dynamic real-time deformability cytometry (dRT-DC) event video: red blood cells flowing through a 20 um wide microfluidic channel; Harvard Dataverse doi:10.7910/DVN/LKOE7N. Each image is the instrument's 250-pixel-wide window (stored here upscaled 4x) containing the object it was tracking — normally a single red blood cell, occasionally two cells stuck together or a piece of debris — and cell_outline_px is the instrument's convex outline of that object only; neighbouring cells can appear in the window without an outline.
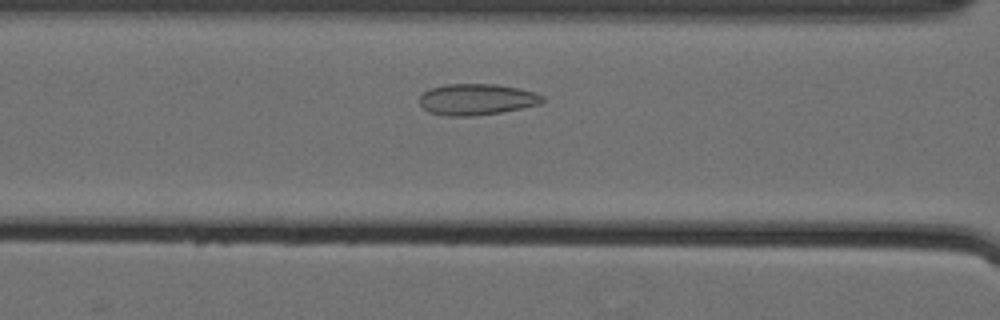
{"species": "Egyptian fruit bat (a non-hibernating species)", "species_latin": "Rousettus aegyptiacus", "temperature_condition": "cold", "stored_images_in_passage": 40, "camera_frame_rate_fps": 3000, "um_per_image_px": 0.085, "animal": {"sex": "female"}, "frame": {"image": 1, "passage_image": 14, "time_ms": 4.333, "image_size_px": [1000, 320], "cell_outline_px": [[544, 100], [540, 104], [500, 112], [472, 116], [444, 116], [428, 112], [420, 104], [420, 96], [424, 92], [432, 88], [448, 84], [496, 84], [520, 88], [536, 92], [544, 96]], "centroid_in_image_um": [40.53, 8.45], "position_along_channel_um": 126.1, "area_um2": 22.37}}
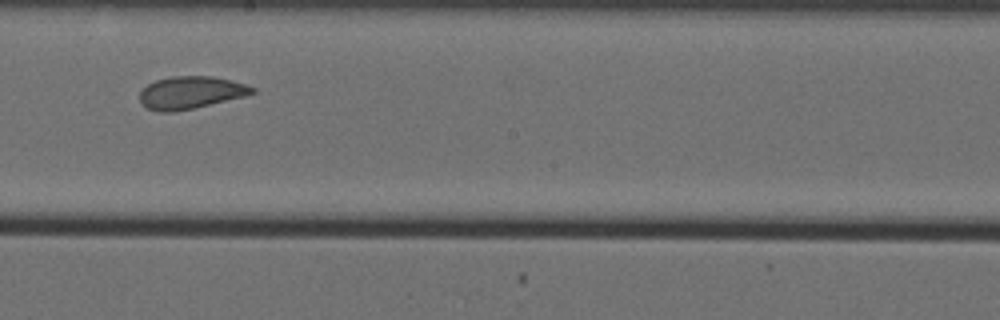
{"frame": {"image": 2, "passage_image": 23, "time_ms": 7.333, "image_size_px": [1000, 320], "cell_outline_px": [[256, 92], [244, 96], [192, 108], [172, 112], [160, 112], [148, 108], [140, 104], [140, 92], [148, 84], [156, 80], [172, 76], [212, 76], [244, 84], [256, 88]], "centroid_in_image_um": [16.18, 7.86], "position_along_channel_um": 232.0, "area_um2": 20.98}}
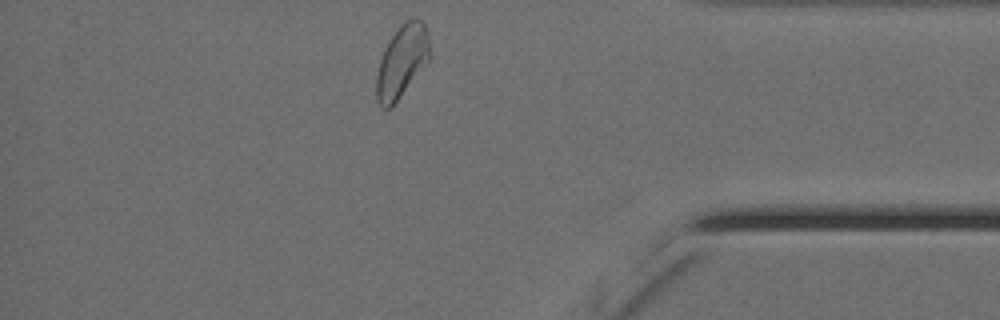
{"frame": {"image": 3, "passage_image": 39, "time_ms": 12.667, "image_size_px": [1000, 320], "cell_outline_px": [[432, 56], [392, 108], [380, 108], [376, 100], [376, 76], [380, 60], [384, 48], [388, 40], [400, 24], [408, 20], [420, 20], [424, 24], [428, 32]], "centroid_in_image_um": [34.16, 5.24], "position_along_channel_um": 401.0, "area_um2": 22.77}, "authors_computed_cell_mechanics": {"area_um2": 21.7906, "velocity_mm_per_s": 3.5385, "shape_relaxation_time_tau1_ms": null, "shape_relaxation_time_tau2_ms": 1.4081, "deformation_change_tau1": null, "deformation_change_tau2": 0.0586}}